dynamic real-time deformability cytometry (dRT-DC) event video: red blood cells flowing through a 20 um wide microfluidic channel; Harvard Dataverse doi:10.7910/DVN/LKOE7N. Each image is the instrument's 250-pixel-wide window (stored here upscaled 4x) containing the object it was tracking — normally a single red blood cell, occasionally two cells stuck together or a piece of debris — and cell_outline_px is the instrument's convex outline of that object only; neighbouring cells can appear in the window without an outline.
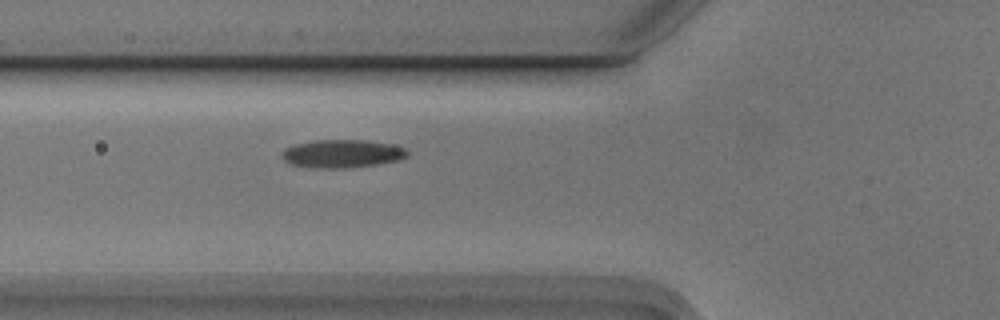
{"species": "Egyptian fruit bat (a non-hibernating species)", "species_latin": "Rousettus aegyptiacus", "temperature_condition": "cold", "stored_images_in_passage": 3, "camera_frame_rate_fps": 3000, "um_per_image_px": 0.085, "animal": {"sex": "male"}, "frame": {"image": 1, "passage_image": 3, "time_ms": 0.667, "image_size_px": [1000, 320], "cell_outline_px": [[408, 156], [400, 160], [380, 164], [348, 168], [316, 168], [292, 164], [284, 160], [280, 156], [280, 152], [284, 148], [296, 144], [312, 140], [364, 140], [392, 144], [404, 148], [408, 152]], "centroid_in_image_um": [29.07, 13.06], "position_along_channel_um": 96.7, "area_um2": 20.75}}